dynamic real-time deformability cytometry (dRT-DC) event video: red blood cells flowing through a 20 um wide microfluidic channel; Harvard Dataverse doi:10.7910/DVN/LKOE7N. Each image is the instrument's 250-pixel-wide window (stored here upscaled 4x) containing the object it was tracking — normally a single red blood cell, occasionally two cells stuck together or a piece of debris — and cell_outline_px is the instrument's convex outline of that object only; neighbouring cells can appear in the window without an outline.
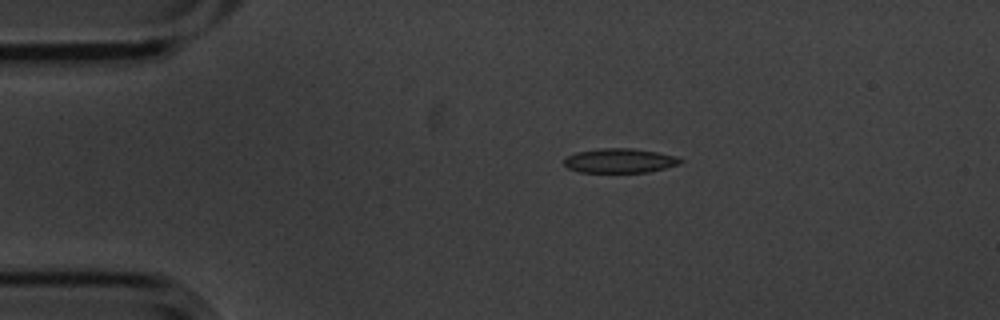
{"species": "common noctule bat (a hibernating species)", "species_latin": "Nyctalus noctula", "temperature_condition": "cold", "stored_images_in_passage": 4, "camera_frame_rate_fps": 3000, "um_per_image_px": 0.085, "animal": {"sex": "male", "body_mass_g": 20.1, "forearm_length_mm": 53.5}, "frame": {"image": 1, "passage_image": 2, "time_ms": 0.333, "image_size_px": [1000, 320], "cell_outline_px": [[684, 160], [680, 164], [648, 172], [580, 172], [568, 168], [564, 164], [564, 160], [568, 156], [576, 152], [604, 148], [632, 148], [656, 152], [676, 156]], "centroid_in_image_um": [52.69, 13.66], "position_along_channel_um": 32.3, "area_um2": 16.42}}
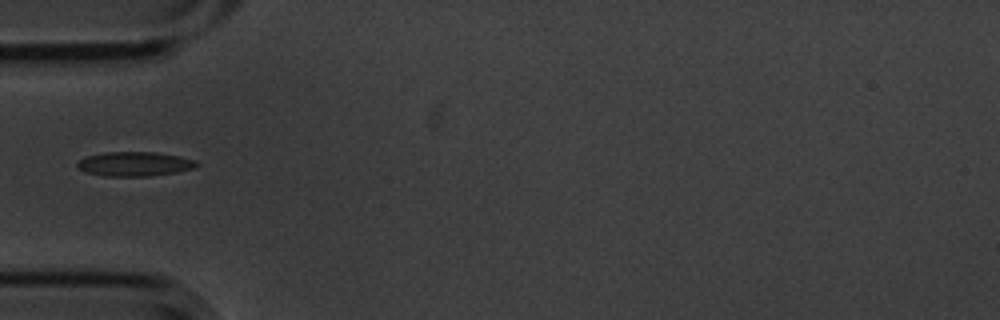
{"frame": {"image": 2, "passage_image": 4, "time_ms": 1.0, "image_size_px": [1000, 320], "cell_outline_px": [[200, 164], [196, 168], [176, 172], [152, 176], [104, 176], [84, 172], [76, 164], [80, 160], [88, 156], [104, 152], [156, 152], [180, 156], [196, 160]], "centroid_in_image_um": [11.49, 13.94], "position_along_channel_um": 73.5, "area_um2": 17.05}}